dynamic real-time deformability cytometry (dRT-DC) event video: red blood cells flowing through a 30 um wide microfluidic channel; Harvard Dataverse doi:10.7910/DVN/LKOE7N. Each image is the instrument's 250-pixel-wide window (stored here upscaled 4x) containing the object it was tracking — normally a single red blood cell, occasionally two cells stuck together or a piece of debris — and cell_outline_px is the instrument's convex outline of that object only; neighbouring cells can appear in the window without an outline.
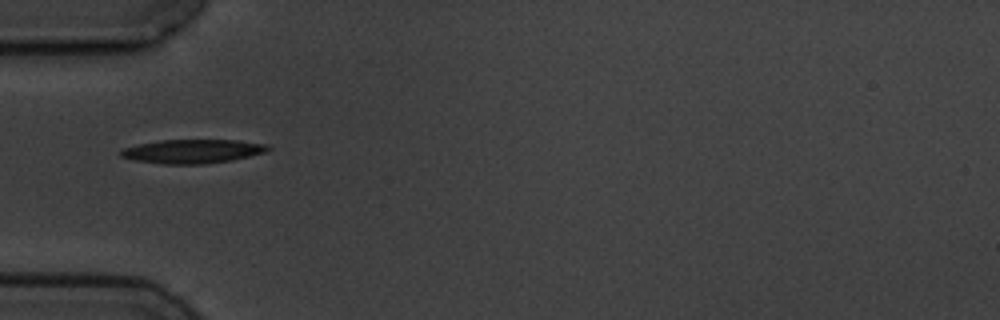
{"species": "common noctule bat (a hibernating species)", "species_latin": "Nyctalus noctula", "temperature_condition": "cold", "stored_images_in_passage": 1, "camera_frame_rate_fps": 3000, "um_per_image_px": 0.085, "animal": {"sex": "male", "body_mass_g": 19.5, "forearm_length_mm": 54.6}, "frame": {"image": 1, "passage_image": 1, "time_ms": 0.0, "image_size_px": [1000, 320], "cell_outline_px": [[272, 148], [264, 152], [232, 160], [204, 164], [164, 164], [136, 160], [120, 156], [120, 152], [124, 148], [140, 144], [160, 140], [236, 140], [268, 144]], "centroid_in_image_um": [16.4, 12.86], "position_along_channel_um": 68.6, "area_um2": 20.29}}